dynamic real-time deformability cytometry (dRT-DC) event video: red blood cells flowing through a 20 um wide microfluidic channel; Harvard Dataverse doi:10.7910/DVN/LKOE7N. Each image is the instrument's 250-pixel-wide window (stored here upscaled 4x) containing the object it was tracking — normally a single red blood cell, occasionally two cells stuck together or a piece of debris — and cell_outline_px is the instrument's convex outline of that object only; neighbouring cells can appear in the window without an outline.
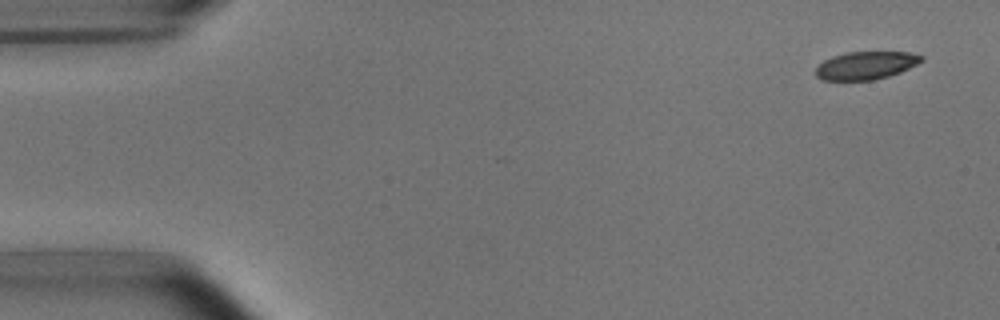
{"species": "common noctule bat (a hibernating species)", "species_latin": "Nyctalus noctula", "temperature_condition": "room temperature", "stored_images_in_passage": 5, "camera_frame_rate_fps": 3000, "um_per_image_px": 0.085, "animal": {"sex": "male", "body_mass_g": 15.6}, "frame": {"image": 1, "passage_image": 1, "time_ms": 0.0, "image_size_px": [1000, 320], "cell_outline_px": [[924, 60], [900, 72], [888, 76], [872, 80], [820, 80], [816, 76], [816, 68], [824, 60], [832, 56], [848, 52], [908, 52], [924, 56]], "centroid_in_image_um": [73.59, 5.56], "position_along_channel_um": 11.4, "area_um2": 17.11}}
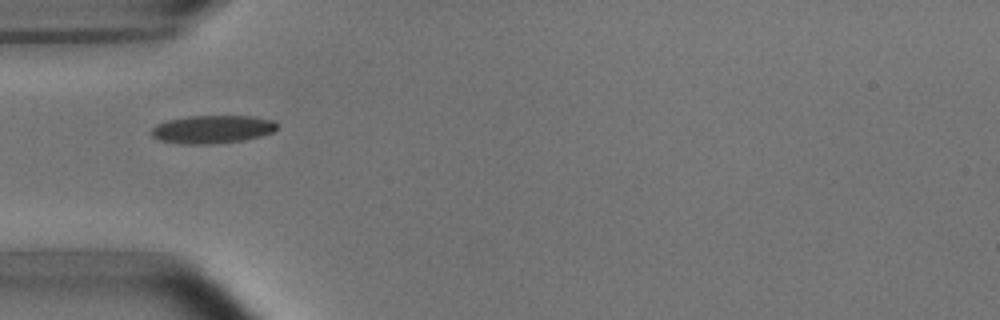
{"frame": {"image": 2, "passage_image": 5, "time_ms": 4.667, "image_size_px": [1000, 320], "cell_outline_px": [[276, 128], [272, 132], [260, 136], [244, 140], [208, 144], [184, 144], [160, 140], [152, 136], [152, 128], [156, 124], [168, 120], [188, 116], [252, 116], [272, 120], [276, 124]], "centroid_in_image_um": [18.03, 10.99], "position_along_channel_um": 67.0, "area_um2": 20.35}}